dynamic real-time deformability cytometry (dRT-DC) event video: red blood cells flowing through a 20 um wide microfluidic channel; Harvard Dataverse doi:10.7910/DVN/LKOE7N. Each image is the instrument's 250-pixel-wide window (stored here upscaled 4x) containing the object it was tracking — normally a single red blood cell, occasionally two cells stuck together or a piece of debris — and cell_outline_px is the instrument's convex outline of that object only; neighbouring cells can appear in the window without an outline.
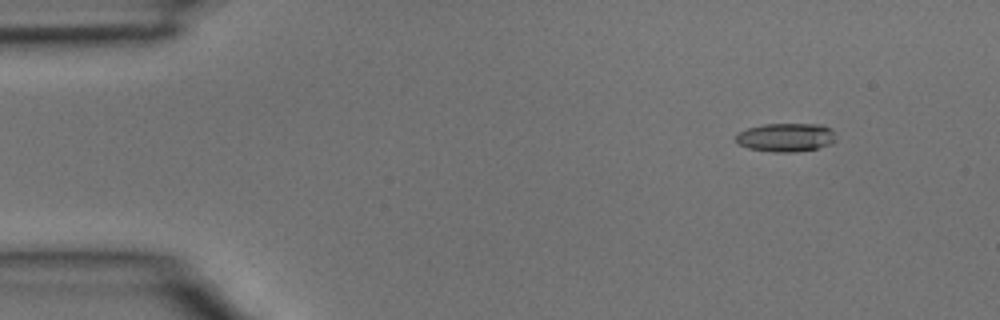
{"species": "common noctule bat (a hibernating species)", "species_latin": "Nyctalus noctula", "temperature_condition": "room temperature", "stored_images_in_passage": 4, "camera_frame_rate_fps": 3000, "um_per_image_px": 0.085, "animal": {"sex": "male", "body_mass_g": 15.6}, "frame": {"image": 1, "passage_image": 2, "time_ms": 0.333, "image_size_px": [1000, 320], "cell_outline_px": [[836, 140], [832, 144], [816, 148], [792, 152], [772, 152], [748, 148], [740, 144], [736, 140], [736, 132], [748, 128], [764, 124], [820, 124], [832, 128]], "centroid_in_image_um": [66.81, 11.67], "position_along_channel_um": 18.2, "area_um2": 16.7}}
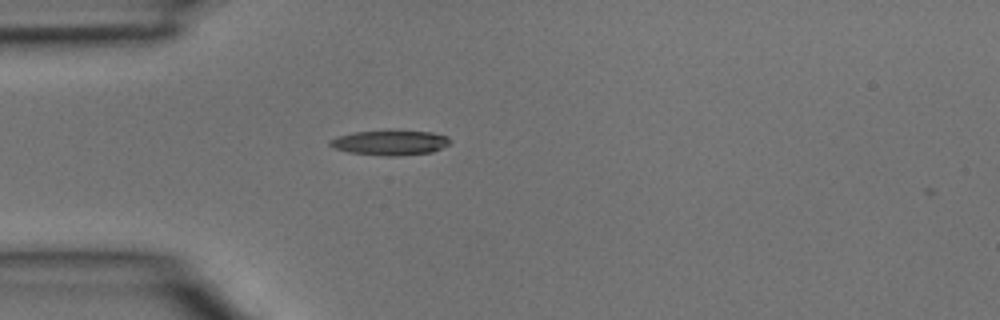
{"frame": {"image": 2, "passage_image": 4, "time_ms": 1.0, "image_size_px": [1000, 320], "cell_outline_px": [[452, 140], [448, 144], [432, 152], [396, 156], [384, 156], [348, 152], [332, 148], [328, 144], [328, 140], [336, 136], [352, 132], [388, 128], [432, 132], [448, 136]], "centroid_in_image_um": [33.11, 12.08], "position_along_channel_um": 51.9, "area_um2": 18.32}}